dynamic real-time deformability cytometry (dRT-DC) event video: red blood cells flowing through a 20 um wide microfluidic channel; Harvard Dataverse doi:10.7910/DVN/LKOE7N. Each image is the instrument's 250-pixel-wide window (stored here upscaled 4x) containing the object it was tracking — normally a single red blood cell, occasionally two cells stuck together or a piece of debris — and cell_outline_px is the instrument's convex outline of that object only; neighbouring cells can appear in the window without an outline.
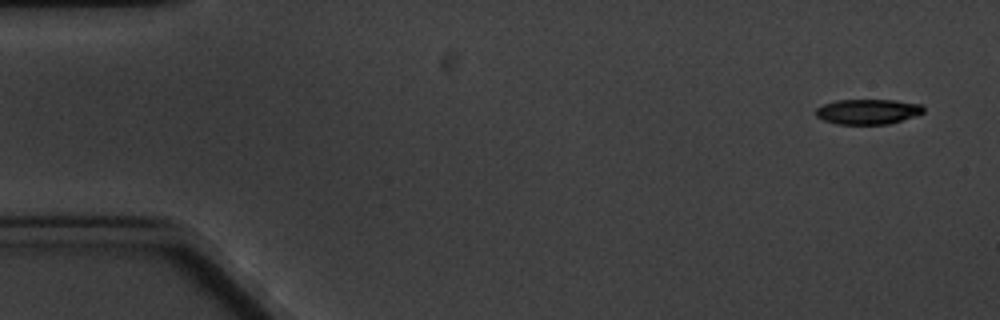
{"species": "common noctule bat (a hibernating species)", "species_latin": "Nyctalus noctula", "temperature_condition": "cold", "stored_images_in_passage": 5, "camera_frame_rate_fps": 3000, "um_per_image_px": 0.085, "animal": {"sex": "male", "body_mass_g": 20.1, "forearm_length_mm": 53.5}, "frame": {"image": 1, "passage_image": 1, "time_ms": 0.0, "image_size_px": [1000, 320], "cell_outline_px": [[924, 112], [888, 124], [836, 124], [824, 120], [816, 116], [816, 108], [824, 104], [836, 100], [896, 100], [920, 104], [924, 108]], "centroid_in_image_um": [73.73, 9.48], "position_along_channel_um": 11.3, "area_um2": 15.61}}
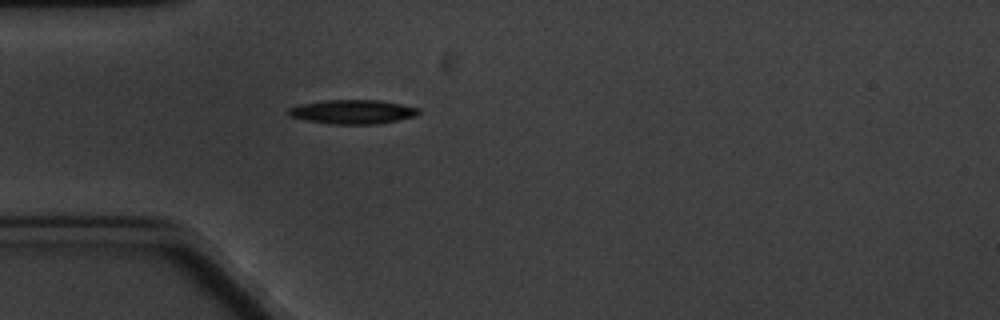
{"frame": {"image": 2, "passage_image": 5, "time_ms": 4.667, "image_size_px": [1000, 320], "cell_outline_px": [[420, 112], [416, 116], [380, 124], [332, 124], [308, 120], [288, 116], [288, 108], [300, 104], [324, 100], [380, 100], [420, 108]], "centroid_in_image_um": [29.99, 9.5], "position_along_channel_um": 55.0, "area_um2": 18.32}}